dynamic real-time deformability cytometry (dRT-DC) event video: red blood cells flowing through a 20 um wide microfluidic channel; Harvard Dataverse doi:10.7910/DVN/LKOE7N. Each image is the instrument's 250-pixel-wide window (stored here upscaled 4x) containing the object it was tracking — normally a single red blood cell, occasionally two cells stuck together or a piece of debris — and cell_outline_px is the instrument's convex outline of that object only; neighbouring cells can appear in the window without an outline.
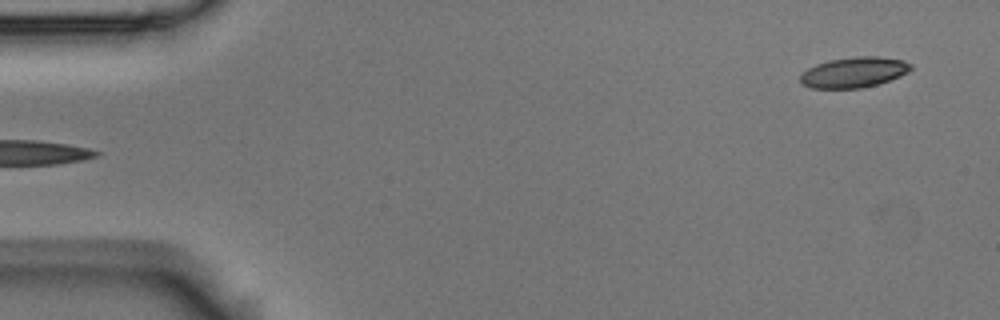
{"species": "Egyptian fruit bat (a non-hibernating species)", "species_latin": "Rousettus aegyptiacus", "temperature_condition": "room temperature", "stored_images_in_passage": 5, "segment_of_instrument_passage": [2, 2], "camera_frame_rate_fps": 3000, "um_per_image_px": 0.085, "animal": {"sex": "male"}, "frame": {"image": 1, "passage_image": 5, "time_ms": 1.333, "image_size_px": [1000, 320], "cell_outline_px": [[912, 68], [908, 72], [900, 76], [876, 84], [860, 88], [812, 88], [800, 84], [800, 76], [808, 68], [816, 64], [828, 60], [856, 56], [880, 56], [904, 60], [912, 64]], "centroid_in_image_um": [72.58, 6.13], "position_along_channel_um": 12.4, "area_um2": 19.65}}